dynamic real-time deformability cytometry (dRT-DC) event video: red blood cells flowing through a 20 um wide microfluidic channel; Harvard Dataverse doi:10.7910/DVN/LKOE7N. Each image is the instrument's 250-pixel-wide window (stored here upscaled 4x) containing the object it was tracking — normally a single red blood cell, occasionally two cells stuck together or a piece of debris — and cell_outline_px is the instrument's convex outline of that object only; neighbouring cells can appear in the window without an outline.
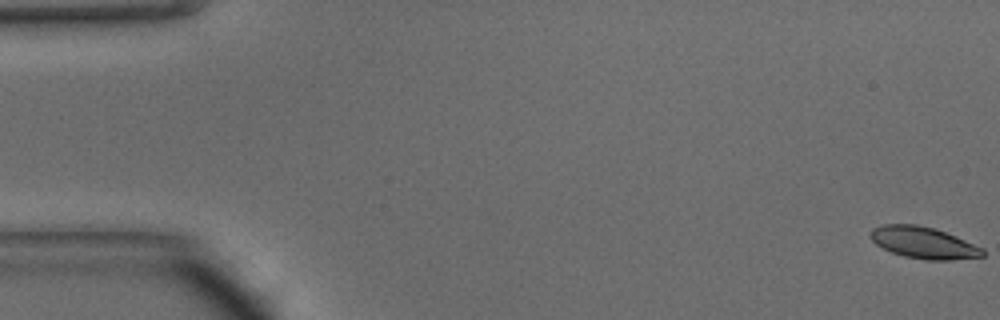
{"species": "common noctule bat (a hibernating species)", "species_latin": "Nyctalus noctula", "temperature_condition": "warm", "stored_images_in_passage": 48, "camera_frame_rate_fps": 3000, "um_per_image_px": 0.085, "animal": {"sex": "male", "body_mass_g": 15.6}, "frame": {"image": 1, "passage_image": 1, "time_ms": 0.0, "image_size_px": [1000, 320], "cell_outline_px": [[984, 256], [952, 260], [928, 260], [904, 256], [892, 252], [876, 244], [868, 236], [872, 228], [884, 224], [916, 224], [932, 228], [956, 236], [984, 248]], "centroid_in_image_um": [78.5, 20.63], "position_along_channel_um": 6.5, "area_um2": 20.63}}
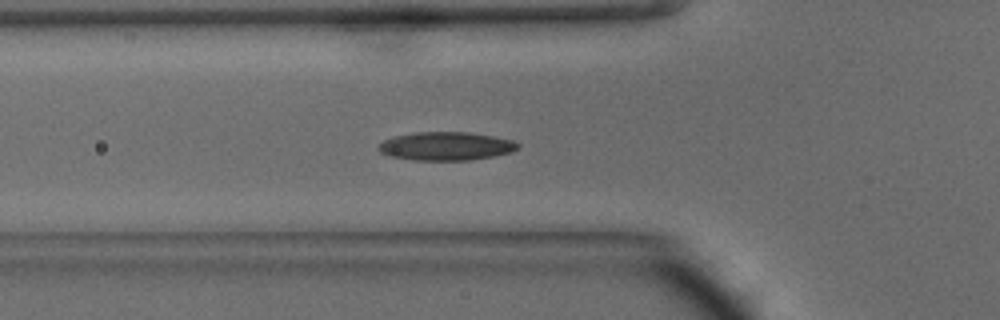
{"frame": {"image": 2, "passage_image": 17, "time_ms": 5.333, "image_size_px": [1000, 320], "cell_outline_px": [[520, 148], [512, 152], [492, 156], [468, 160], [416, 160], [388, 156], [380, 152], [376, 148], [384, 140], [392, 136], [416, 132], [468, 132], [492, 136], [512, 140], [520, 144]], "centroid_in_image_um": [37.89, 12.42], "position_along_channel_um": 87.9, "area_um2": 23.12}}
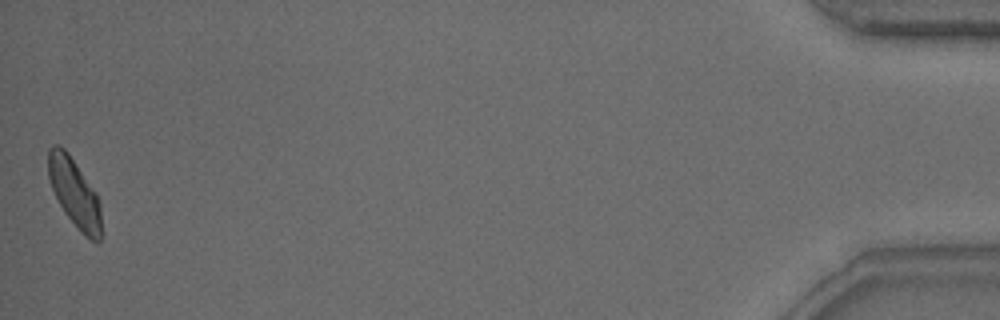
{"frame": {"image": 3, "passage_image": 48, "time_ms": 15.667, "image_size_px": [1000, 320], "cell_outline_px": [[100, 240], [96, 244], [84, 236], [80, 232], [64, 212], [52, 188], [48, 176], [48, 148], [52, 144], [56, 144], [64, 148], [68, 152], [96, 192], [100, 200]], "centroid_in_image_um": [6.33, 16.39], "position_along_channel_um": 428.9, "area_um2": 21.21}, "authors_computed_cell_mechanics": {"area_um2": 21.7039, "velocity_mm_per_s": 4.2221, "shape_relaxation_time_tau1_ms": 3.5233, "shape_relaxation_time_tau2_ms": 1.8771, "deformation_change_tau1": 0.1234, "deformation_change_tau2": 0.0816}}